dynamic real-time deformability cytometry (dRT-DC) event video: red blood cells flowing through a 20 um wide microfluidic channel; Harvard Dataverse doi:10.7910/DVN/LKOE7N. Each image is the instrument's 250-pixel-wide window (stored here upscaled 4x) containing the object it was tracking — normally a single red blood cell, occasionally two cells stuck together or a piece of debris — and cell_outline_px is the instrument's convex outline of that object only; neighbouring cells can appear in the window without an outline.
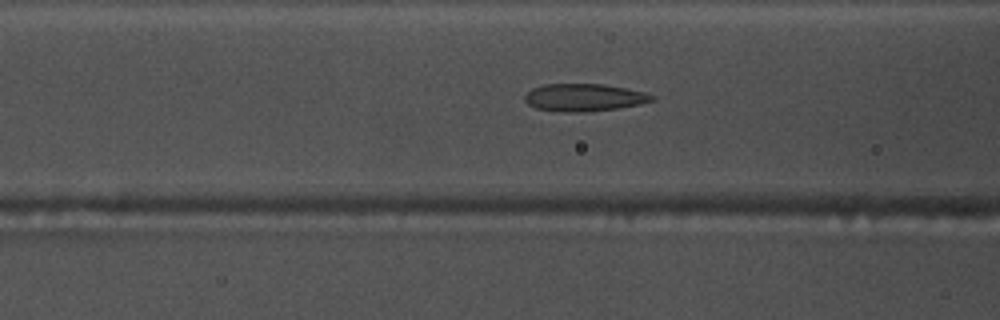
{"species": "common noctule bat (a hibernating species)", "species_latin": "Nyctalus noctula", "temperature_condition": "warm", "stored_images_in_passage": 37, "camera_frame_rate_fps": 3000, "um_per_image_px": 0.085, "animal": {"sex": "male", "body_mass_g": 17.5, "forearm_length_mm": 52.3}, "frame": {"image": 1, "passage_image": 4, "time_ms": 1.0, "image_size_px": [1000, 320], "cell_outline_px": [[656, 100], [640, 104], [616, 108], [584, 112], [564, 112], [536, 108], [528, 104], [524, 100], [524, 96], [532, 88], [544, 84], [604, 84], [644, 92], [656, 96]], "centroid_in_image_um": [49.65, 8.28], "position_along_channel_um": 117.0, "area_um2": 20.35}}
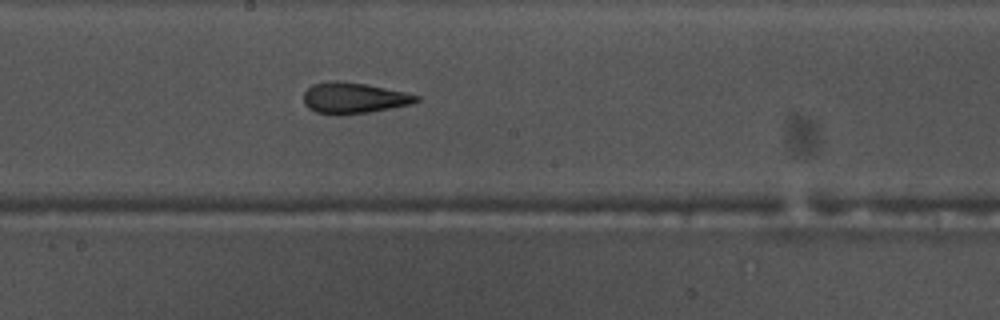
{"frame": {"image": 2, "passage_image": 12, "time_ms": 3.667, "image_size_px": [1000, 320], "cell_outline_px": [[420, 100], [412, 104], [368, 112], [336, 116], [332, 116], [316, 112], [308, 108], [304, 104], [304, 92], [312, 84], [332, 80], [336, 80], [368, 84], [404, 92], [420, 96]], "centroid_in_image_um": [30.04, 8.33], "position_along_channel_um": 218.2, "area_um2": 20.58}}
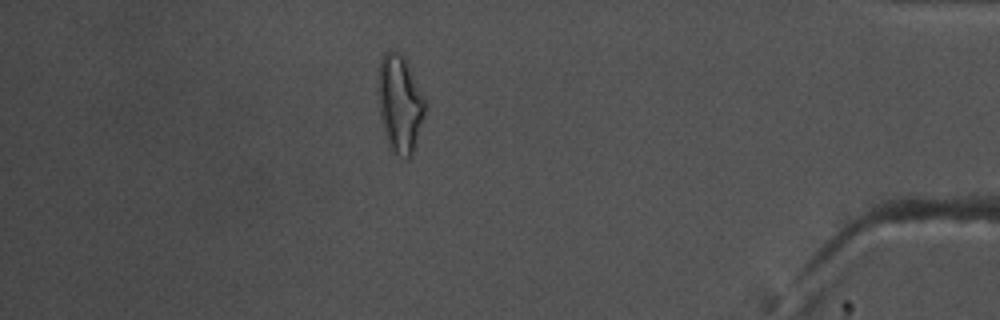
{"frame": {"image": 3, "passage_image": 30, "time_ms": 9.667, "image_size_px": [1000, 320], "cell_outline_px": [[428, 104], [416, 144], [412, 156], [408, 160], [404, 160], [396, 156], [388, 148], [380, 120], [376, 92], [376, 88], [380, 60], [384, 52], [400, 52], [404, 56]], "centroid_in_image_um": [33.97, 8.89], "position_along_channel_um": 401.2, "area_um2": 27.8}}